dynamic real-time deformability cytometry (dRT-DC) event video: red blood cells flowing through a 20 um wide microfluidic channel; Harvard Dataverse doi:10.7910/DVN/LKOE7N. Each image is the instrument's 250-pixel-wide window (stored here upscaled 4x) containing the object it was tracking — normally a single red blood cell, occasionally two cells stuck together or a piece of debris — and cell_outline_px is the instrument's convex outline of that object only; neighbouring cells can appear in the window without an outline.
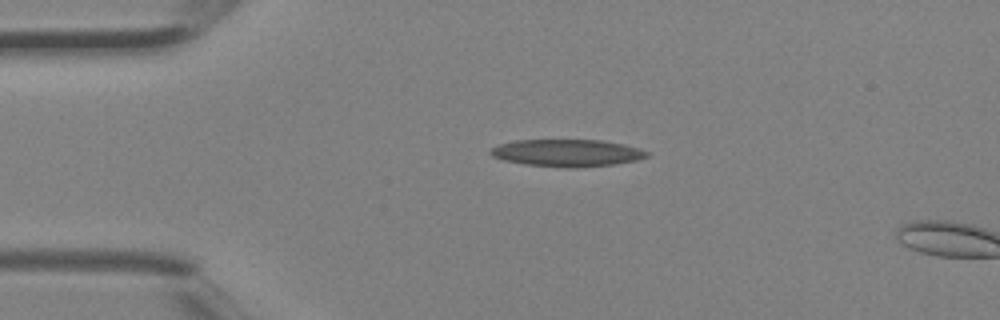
{"species": "Egyptian fruit bat (a non-hibernating species)", "species_latin": "Rousettus aegyptiacus", "temperature_condition": "room temperature", "stored_images_in_passage": 2, "camera_frame_rate_fps": 3000, "um_per_image_px": 0.085, "animal": {"sex": "female"}, "frame": {"image": 1, "passage_image": 1, "time_ms": 0.0, "image_size_px": [1000, 320], "cell_outline_px": [[648, 156], [636, 160], [616, 164], [572, 168], [564, 168], [524, 164], [504, 160], [492, 156], [488, 152], [492, 148], [500, 144], [516, 140], [600, 140], [624, 144], [640, 148], [648, 152]], "centroid_in_image_um": [48.2, 13.0], "position_along_channel_um": 36.8, "area_um2": 24.8}}